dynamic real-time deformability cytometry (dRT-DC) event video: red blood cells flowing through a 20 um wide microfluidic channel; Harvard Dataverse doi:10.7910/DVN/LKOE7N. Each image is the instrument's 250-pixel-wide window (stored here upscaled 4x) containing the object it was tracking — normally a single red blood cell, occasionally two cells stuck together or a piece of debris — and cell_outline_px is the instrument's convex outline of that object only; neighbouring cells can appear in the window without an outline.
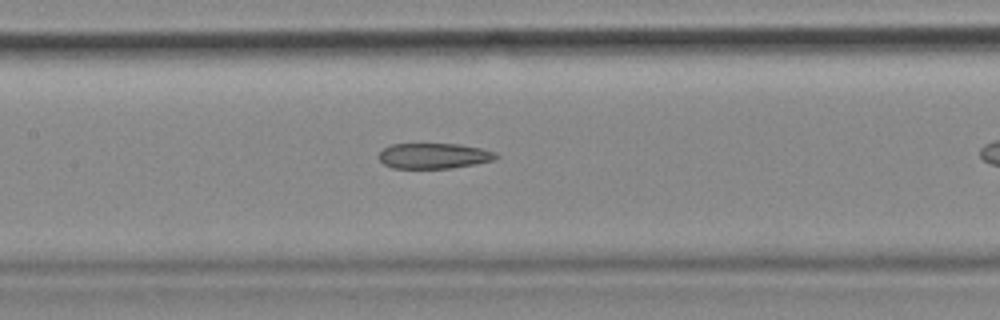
{"species": "common noctule bat (a hibernating species)", "species_latin": "Nyctalus noctula", "temperature_condition": "cold", "stored_images_in_passage": 32, "camera_frame_rate_fps": 3000, "um_per_image_px": 0.085, "animal": {"sex": "female", "body_mass_g": 18.4}, "frame": {"image": 1, "passage_image": 14, "time_ms": 4.333, "image_size_px": [1000, 320], "cell_outline_px": [[500, 156], [492, 160], [476, 164], [452, 168], [392, 168], [384, 164], [380, 160], [380, 152], [388, 144], [460, 144], [480, 148], [496, 152]], "centroid_in_image_um": [36.89, 13.24], "position_along_channel_um": 170.5, "area_um2": 17.4}}